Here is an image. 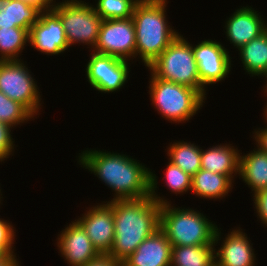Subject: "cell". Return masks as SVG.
<instances>
[{
  "label": "cell",
  "instance_id": "cell-7",
  "mask_svg": "<svg viewBox=\"0 0 267 266\" xmlns=\"http://www.w3.org/2000/svg\"><path fill=\"white\" fill-rule=\"evenodd\" d=\"M52 10L62 22L69 48L78 44L92 51L98 41L102 18L85 0H62ZM91 48V49H90Z\"/></svg>",
  "mask_w": 267,
  "mask_h": 266
},
{
  "label": "cell",
  "instance_id": "cell-10",
  "mask_svg": "<svg viewBox=\"0 0 267 266\" xmlns=\"http://www.w3.org/2000/svg\"><path fill=\"white\" fill-rule=\"evenodd\" d=\"M135 26L133 19L102 20L95 53L114 56L133 63L135 59Z\"/></svg>",
  "mask_w": 267,
  "mask_h": 266
},
{
  "label": "cell",
  "instance_id": "cell-35",
  "mask_svg": "<svg viewBox=\"0 0 267 266\" xmlns=\"http://www.w3.org/2000/svg\"><path fill=\"white\" fill-rule=\"evenodd\" d=\"M15 253H9L6 257L0 258V266H21V261Z\"/></svg>",
  "mask_w": 267,
  "mask_h": 266
},
{
  "label": "cell",
  "instance_id": "cell-6",
  "mask_svg": "<svg viewBox=\"0 0 267 266\" xmlns=\"http://www.w3.org/2000/svg\"><path fill=\"white\" fill-rule=\"evenodd\" d=\"M179 35L147 67L157 78L196 89L206 100L207 90L200 81L191 43Z\"/></svg>",
  "mask_w": 267,
  "mask_h": 266
},
{
  "label": "cell",
  "instance_id": "cell-37",
  "mask_svg": "<svg viewBox=\"0 0 267 266\" xmlns=\"http://www.w3.org/2000/svg\"><path fill=\"white\" fill-rule=\"evenodd\" d=\"M9 253L0 245V258L6 257Z\"/></svg>",
  "mask_w": 267,
  "mask_h": 266
},
{
  "label": "cell",
  "instance_id": "cell-17",
  "mask_svg": "<svg viewBox=\"0 0 267 266\" xmlns=\"http://www.w3.org/2000/svg\"><path fill=\"white\" fill-rule=\"evenodd\" d=\"M172 245L159 228L122 263L123 266H171Z\"/></svg>",
  "mask_w": 267,
  "mask_h": 266
},
{
  "label": "cell",
  "instance_id": "cell-32",
  "mask_svg": "<svg viewBox=\"0 0 267 266\" xmlns=\"http://www.w3.org/2000/svg\"><path fill=\"white\" fill-rule=\"evenodd\" d=\"M254 144L258 147L261 151L267 153V128L259 127L258 129H254L252 131Z\"/></svg>",
  "mask_w": 267,
  "mask_h": 266
},
{
  "label": "cell",
  "instance_id": "cell-31",
  "mask_svg": "<svg viewBox=\"0 0 267 266\" xmlns=\"http://www.w3.org/2000/svg\"><path fill=\"white\" fill-rule=\"evenodd\" d=\"M253 207L254 213L257 216V219L261 221V226L267 227V188L262 189L254 193L253 195Z\"/></svg>",
  "mask_w": 267,
  "mask_h": 266
},
{
  "label": "cell",
  "instance_id": "cell-13",
  "mask_svg": "<svg viewBox=\"0 0 267 266\" xmlns=\"http://www.w3.org/2000/svg\"><path fill=\"white\" fill-rule=\"evenodd\" d=\"M221 231V228L217 227L214 235L215 247L221 244L216 247L218 249H214L215 266H257L255 248L253 249V243L244 229L240 226L234 227L224 236Z\"/></svg>",
  "mask_w": 267,
  "mask_h": 266
},
{
  "label": "cell",
  "instance_id": "cell-9",
  "mask_svg": "<svg viewBox=\"0 0 267 266\" xmlns=\"http://www.w3.org/2000/svg\"><path fill=\"white\" fill-rule=\"evenodd\" d=\"M130 61L90 51L85 65L87 82L101 93L119 92L130 79Z\"/></svg>",
  "mask_w": 267,
  "mask_h": 266
},
{
  "label": "cell",
  "instance_id": "cell-20",
  "mask_svg": "<svg viewBox=\"0 0 267 266\" xmlns=\"http://www.w3.org/2000/svg\"><path fill=\"white\" fill-rule=\"evenodd\" d=\"M234 182L227 176L220 173H212L200 169L191 181V193L196 197L207 200H222L231 193Z\"/></svg>",
  "mask_w": 267,
  "mask_h": 266
},
{
  "label": "cell",
  "instance_id": "cell-19",
  "mask_svg": "<svg viewBox=\"0 0 267 266\" xmlns=\"http://www.w3.org/2000/svg\"><path fill=\"white\" fill-rule=\"evenodd\" d=\"M239 179L250 188L252 195L267 188V153L255 147L248 153L240 152Z\"/></svg>",
  "mask_w": 267,
  "mask_h": 266
},
{
  "label": "cell",
  "instance_id": "cell-27",
  "mask_svg": "<svg viewBox=\"0 0 267 266\" xmlns=\"http://www.w3.org/2000/svg\"><path fill=\"white\" fill-rule=\"evenodd\" d=\"M140 0H95L93 8L103 20L128 19Z\"/></svg>",
  "mask_w": 267,
  "mask_h": 266
},
{
  "label": "cell",
  "instance_id": "cell-16",
  "mask_svg": "<svg viewBox=\"0 0 267 266\" xmlns=\"http://www.w3.org/2000/svg\"><path fill=\"white\" fill-rule=\"evenodd\" d=\"M229 16L224 21V34L237 50L267 30V21L262 18L263 14L248 4L235 9Z\"/></svg>",
  "mask_w": 267,
  "mask_h": 266
},
{
  "label": "cell",
  "instance_id": "cell-25",
  "mask_svg": "<svg viewBox=\"0 0 267 266\" xmlns=\"http://www.w3.org/2000/svg\"><path fill=\"white\" fill-rule=\"evenodd\" d=\"M29 45V31L13 27L0 28V61L22 60L21 55Z\"/></svg>",
  "mask_w": 267,
  "mask_h": 266
},
{
  "label": "cell",
  "instance_id": "cell-23",
  "mask_svg": "<svg viewBox=\"0 0 267 266\" xmlns=\"http://www.w3.org/2000/svg\"><path fill=\"white\" fill-rule=\"evenodd\" d=\"M168 161L181 168L191 177L201 169V147L191 141L174 140L168 144Z\"/></svg>",
  "mask_w": 267,
  "mask_h": 266
},
{
  "label": "cell",
  "instance_id": "cell-22",
  "mask_svg": "<svg viewBox=\"0 0 267 266\" xmlns=\"http://www.w3.org/2000/svg\"><path fill=\"white\" fill-rule=\"evenodd\" d=\"M236 51H239L245 74L254 78L263 76L267 81V30Z\"/></svg>",
  "mask_w": 267,
  "mask_h": 266
},
{
  "label": "cell",
  "instance_id": "cell-33",
  "mask_svg": "<svg viewBox=\"0 0 267 266\" xmlns=\"http://www.w3.org/2000/svg\"><path fill=\"white\" fill-rule=\"evenodd\" d=\"M84 266H123V263L111 258L108 255H100L97 259Z\"/></svg>",
  "mask_w": 267,
  "mask_h": 266
},
{
  "label": "cell",
  "instance_id": "cell-30",
  "mask_svg": "<svg viewBox=\"0 0 267 266\" xmlns=\"http://www.w3.org/2000/svg\"><path fill=\"white\" fill-rule=\"evenodd\" d=\"M16 237V229L12 222L0 218V245L8 252L14 253V241Z\"/></svg>",
  "mask_w": 267,
  "mask_h": 266
},
{
  "label": "cell",
  "instance_id": "cell-21",
  "mask_svg": "<svg viewBox=\"0 0 267 266\" xmlns=\"http://www.w3.org/2000/svg\"><path fill=\"white\" fill-rule=\"evenodd\" d=\"M41 11L19 0H0V28L19 27L30 32Z\"/></svg>",
  "mask_w": 267,
  "mask_h": 266
},
{
  "label": "cell",
  "instance_id": "cell-12",
  "mask_svg": "<svg viewBox=\"0 0 267 266\" xmlns=\"http://www.w3.org/2000/svg\"><path fill=\"white\" fill-rule=\"evenodd\" d=\"M101 202L87 207L82 217L78 216L76 221L82 226L97 252L108 255L115 235L113 201Z\"/></svg>",
  "mask_w": 267,
  "mask_h": 266
},
{
  "label": "cell",
  "instance_id": "cell-24",
  "mask_svg": "<svg viewBox=\"0 0 267 266\" xmlns=\"http://www.w3.org/2000/svg\"><path fill=\"white\" fill-rule=\"evenodd\" d=\"M215 245L172 246L171 266H215Z\"/></svg>",
  "mask_w": 267,
  "mask_h": 266
},
{
  "label": "cell",
  "instance_id": "cell-39",
  "mask_svg": "<svg viewBox=\"0 0 267 266\" xmlns=\"http://www.w3.org/2000/svg\"><path fill=\"white\" fill-rule=\"evenodd\" d=\"M264 83H266V84L264 85L265 87L263 88V91L265 92V94H267V81Z\"/></svg>",
  "mask_w": 267,
  "mask_h": 266
},
{
  "label": "cell",
  "instance_id": "cell-28",
  "mask_svg": "<svg viewBox=\"0 0 267 266\" xmlns=\"http://www.w3.org/2000/svg\"><path fill=\"white\" fill-rule=\"evenodd\" d=\"M165 185L167 186V190H170V194H176L180 196L183 194H187L188 191L191 192V181L192 177L185 173L181 168L172 164L170 161L167 162V166L165 169ZM187 192V193H186Z\"/></svg>",
  "mask_w": 267,
  "mask_h": 266
},
{
  "label": "cell",
  "instance_id": "cell-18",
  "mask_svg": "<svg viewBox=\"0 0 267 266\" xmlns=\"http://www.w3.org/2000/svg\"><path fill=\"white\" fill-rule=\"evenodd\" d=\"M240 151L230 142L218 143L205 150L201 147V169L227 175L235 182L239 176Z\"/></svg>",
  "mask_w": 267,
  "mask_h": 266
},
{
  "label": "cell",
  "instance_id": "cell-5",
  "mask_svg": "<svg viewBox=\"0 0 267 266\" xmlns=\"http://www.w3.org/2000/svg\"><path fill=\"white\" fill-rule=\"evenodd\" d=\"M149 99L151 105L166 121L186 123L195 117L206 99L191 87L157 78L149 69Z\"/></svg>",
  "mask_w": 267,
  "mask_h": 266
},
{
  "label": "cell",
  "instance_id": "cell-29",
  "mask_svg": "<svg viewBox=\"0 0 267 266\" xmlns=\"http://www.w3.org/2000/svg\"><path fill=\"white\" fill-rule=\"evenodd\" d=\"M14 129L11 126L0 121V163L8 160V158L13 156L15 152V138H13V132L11 130Z\"/></svg>",
  "mask_w": 267,
  "mask_h": 266
},
{
  "label": "cell",
  "instance_id": "cell-34",
  "mask_svg": "<svg viewBox=\"0 0 267 266\" xmlns=\"http://www.w3.org/2000/svg\"><path fill=\"white\" fill-rule=\"evenodd\" d=\"M30 6L38 8L41 12L51 10L56 0H19Z\"/></svg>",
  "mask_w": 267,
  "mask_h": 266
},
{
  "label": "cell",
  "instance_id": "cell-38",
  "mask_svg": "<svg viewBox=\"0 0 267 266\" xmlns=\"http://www.w3.org/2000/svg\"><path fill=\"white\" fill-rule=\"evenodd\" d=\"M1 186V185H0ZM3 194H2V191H1V187H0V207H1V205H3L2 203V199L4 198L3 196H2Z\"/></svg>",
  "mask_w": 267,
  "mask_h": 266
},
{
  "label": "cell",
  "instance_id": "cell-14",
  "mask_svg": "<svg viewBox=\"0 0 267 266\" xmlns=\"http://www.w3.org/2000/svg\"><path fill=\"white\" fill-rule=\"evenodd\" d=\"M29 46L45 55H60L70 50L59 16L51 9L40 13L29 32Z\"/></svg>",
  "mask_w": 267,
  "mask_h": 266
},
{
  "label": "cell",
  "instance_id": "cell-1",
  "mask_svg": "<svg viewBox=\"0 0 267 266\" xmlns=\"http://www.w3.org/2000/svg\"><path fill=\"white\" fill-rule=\"evenodd\" d=\"M77 158L82 168L93 173L111 192H115L109 201L150 196V168L137 158L122 152L91 148L81 150Z\"/></svg>",
  "mask_w": 267,
  "mask_h": 266
},
{
  "label": "cell",
  "instance_id": "cell-3",
  "mask_svg": "<svg viewBox=\"0 0 267 266\" xmlns=\"http://www.w3.org/2000/svg\"><path fill=\"white\" fill-rule=\"evenodd\" d=\"M157 179L158 176L150 169V197L161 205L159 228L165 233L171 245L213 244L218 225L199 210L190 207H175V204L172 205V201H168L167 197L159 196Z\"/></svg>",
  "mask_w": 267,
  "mask_h": 266
},
{
  "label": "cell",
  "instance_id": "cell-2",
  "mask_svg": "<svg viewBox=\"0 0 267 266\" xmlns=\"http://www.w3.org/2000/svg\"><path fill=\"white\" fill-rule=\"evenodd\" d=\"M161 205L150 196L140 199L114 200V241L108 254L123 262L160 227Z\"/></svg>",
  "mask_w": 267,
  "mask_h": 266
},
{
  "label": "cell",
  "instance_id": "cell-15",
  "mask_svg": "<svg viewBox=\"0 0 267 266\" xmlns=\"http://www.w3.org/2000/svg\"><path fill=\"white\" fill-rule=\"evenodd\" d=\"M67 226V227H66ZM56 237V247L69 266H84L97 259L100 254L93 247L90 238L82 226L76 221H71L66 225Z\"/></svg>",
  "mask_w": 267,
  "mask_h": 266
},
{
  "label": "cell",
  "instance_id": "cell-8",
  "mask_svg": "<svg viewBox=\"0 0 267 266\" xmlns=\"http://www.w3.org/2000/svg\"><path fill=\"white\" fill-rule=\"evenodd\" d=\"M0 91L24 105L35 117L41 114L42 94L23 59L0 61Z\"/></svg>",
  "mask_w": 267,
  "mask_h": 266
},
{
  "label": "cell",
  "instance_id": "cell-4",
  "mask_svg": "<svg viewBox=\"0 0 267 266\" xmlns=\"http://www.w3.org/2000/svg\"><path fill=\"white\" fill-rule=\"evenodd\" d=\"M168 3L167 0H140L134 8L135 60L140 59L146 68L179 35L167 20Z\"/></svg>",
  "mask_w": 267,
  "mask_h": 266
},
{
  "label": "cell",
  "instance_id": "cell-36",
  "mask_svg": "<svg viewBox=\"0 0 267 266\" xmlns=\"http://www.w3.org/2000/svg\"><path fill=\"white\" fill-rule=\"evenodd\" d=\"M264 93V96L266 97L267 96V94L265 95V92H263ZM266 105H264L265 107H264V109H263V111L264 112H262L263 113V117H264V121H265V126L264 127H266L267 128V101H266V103H265Z\"/></svg>",
  "mask_w": 267,
  "mask_h": 266
},
{
  "label": "cell",
  "instance_id": "cell-26",
  "mask_svg": "<svg viewBox=\"0 0 267 266\" xmlns=\"http://www.w3.org/2000/svg\"><path fill=\"white\" fill-rule=\"evenodd\" d=\"M35 117L24 105L11 100L0 91V121L12 128L21 127L23 123L35 120ZM32 119V120H31Z\"/></svg>",
  "mask_w": 267,
  "mask_h": 266
},
{
  "label": "cell",
  "instance_id": "cell-11",
  "mask_svg": "<svg viewBox=\"0 0 267 266\" xmlns=\"http://www.w3.org/2000/svg\"><path fill=\"white\" fill-rule=\"evenodd\" d=\"M194 58L198 65L201 84L208 88L228 78L232 72V58L230 52L222 42L212 39L199 41L192 44Z\"/></svg>",
  "mask_w": 267,
  "mask_h": 266
}]
</instances>
